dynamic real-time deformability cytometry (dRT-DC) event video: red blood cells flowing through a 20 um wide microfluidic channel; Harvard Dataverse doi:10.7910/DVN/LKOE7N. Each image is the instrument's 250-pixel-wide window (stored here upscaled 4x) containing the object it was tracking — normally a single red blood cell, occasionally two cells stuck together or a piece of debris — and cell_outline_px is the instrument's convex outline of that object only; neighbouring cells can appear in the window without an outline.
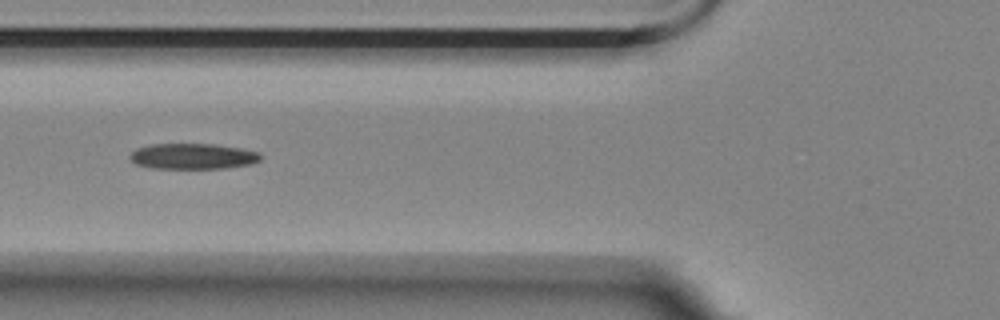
{"species": "Egyptian fruit bat (a non-hibernating species)", "species_latin": "Rousettus aegyptiacus", "temperature_condition": "room temperature", "stored_images_in_passage": 10, "camera_frame_rate_fps": 3000, "um_per_image_px": 0.085, "animal": {"sex": "female"}, "frame": {"image": 1, "passage_image": 6, "time_ms": 5.667, "image_size_px": [1000, 320], "cell_outline_px": [[260, 160], [248, 164], [224, 168], [152, 168], [136, 164], [128, 156], [136, 148], [152, 144], [212, 144], [240, 148], [260, 152]], "centroid_in_image_um": [16.36, 13.28], "position_along_channel_um": 109.4, "area_um2": 19.36}}
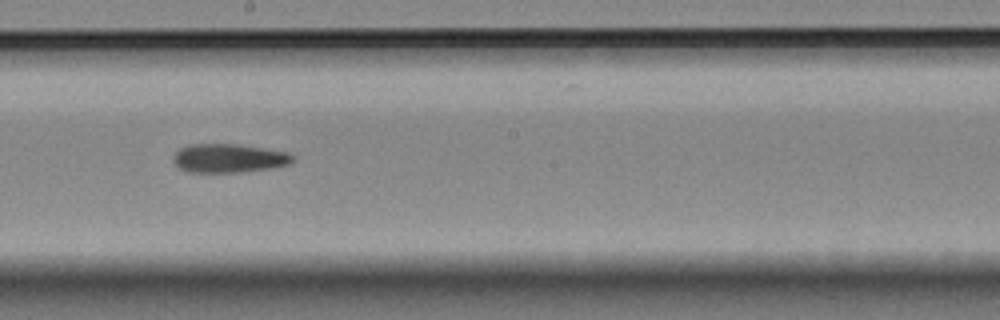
{"frame": {"image": 2, "passage_image": 9, "time_ms": 9.0, "image_size_px": [1000, 320], "cell_outline_px": [[292, 160], [288, 164], [272, 168], [240, 172], [188, 172], [180, 168], [172, 160], [176, 152], [180, 148], [188, 144], [232, 144], [288, 152], [292, 156]], "centroid_in_image_um": [19.4, 13.45], "position_along_channel_um": 228.8, "area_um2": 19.71}}
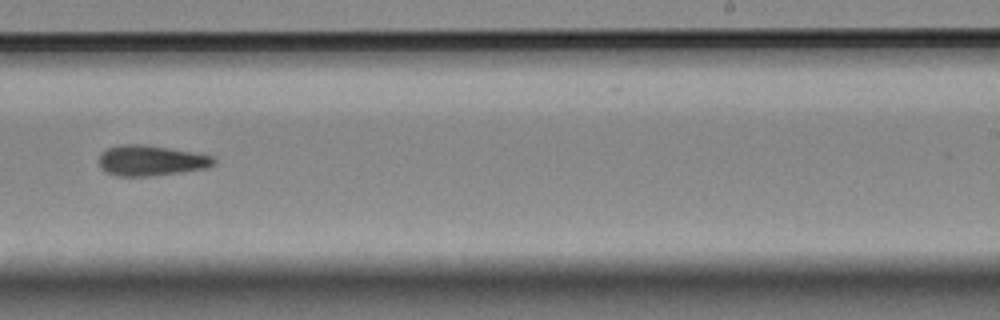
{"frame": {"image": 3, "passage_image": 10, "time_ms": 10.333, "image_size_px": [1000, 320], "cell_outline_px": [[216, 160], [212, 164], [204, 168], [180, 172], [152, 176], [116, 176], [100, 168], [100, 156], [108, 148], [120, 144], [136, 144], [168, 148], [212, 156]], "centroid_in_image_um": [12.79, 13.65], "position_along_channel_um": 276.2, "area_um2": 19.88}}